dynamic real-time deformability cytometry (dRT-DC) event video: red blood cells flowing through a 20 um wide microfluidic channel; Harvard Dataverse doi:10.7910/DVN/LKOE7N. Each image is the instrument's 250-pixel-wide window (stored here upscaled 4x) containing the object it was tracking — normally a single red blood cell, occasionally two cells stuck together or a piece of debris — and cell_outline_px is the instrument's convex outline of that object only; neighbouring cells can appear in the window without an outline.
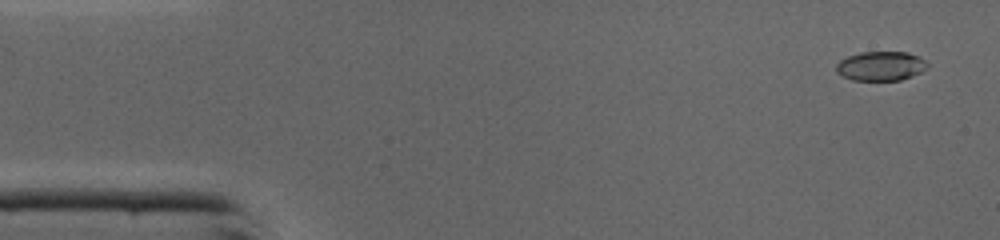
{"species": "common noctule bat (a hibernating species)", "species_latin": "Nyctalus noctula", "temperature_condition": "cold", "stored_images_in_passage": 45, "camera_frame_rate_fps": 3000, "um_per_image_px": 0.085, "animal": {"sex": "male", "body_mass_g": 19.0, "forearm_length_mm": 50.8}, "frame": {"image": 1, "passage_image": 2, "time_ms": 0.333, "image_size_px": [1000, 240], "cell_outline_px": [[928, 68], [912, 76], [900, 80], [852, 80], [836, 72], [836, 64], [840, 60], [848, 56], [860, 52], [908, 52], [920, 56], [928, 64]], "centroid_in_image_um": [74.88, 5.6], "position_along_channel_um": 10.1, "area_um2": 15.61}}
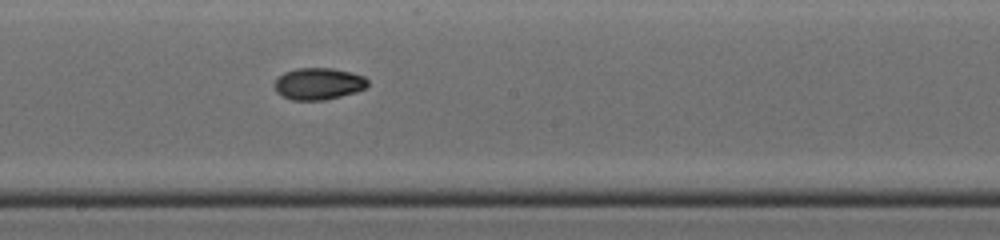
{"frame": {"image": 2, "passage_image": 24, "time_ms": 7.667, "image_size_px": [1000, 240], "cell_outline_px": [[368, 84], [364, 88], [356, 92], [324, 100], [292, 100], [276, 92], [272, 84], [284, 72], [296, 68], [332, 68], [364, 76], [368, 80]], "centroid_in_image_um": [27.04, 7.12], "position_along_channel_um": 221.2, "area_um2": 17.22}}
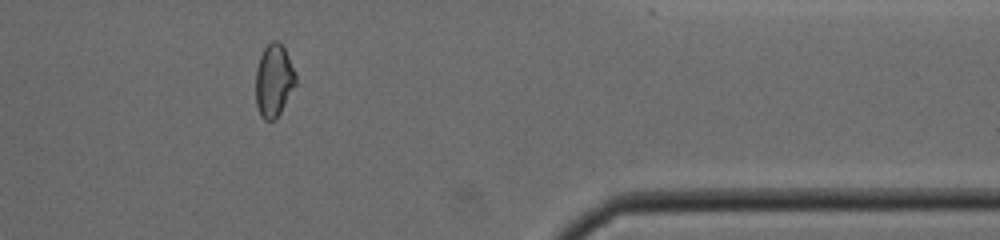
{"frame": {"image": 3, "passage_image": 37, "time_ms": 12.0, "image_size_px": [1000, 240], "cell_outline_px": [[296, 84], [280, 112], [272, 120], [264, 120], [260, 116], [256, 104], [256, 68], [260, 56], [264, 48], [272, 40], [276, 40], [284, 48], [296, 72]], "centroid_in_image_um": [23.27, 6.83], "position_along_channel_um": 388.1, "area_um2": 16.82}, "authors_computed_cell_mechanics": {"area_um2": 16.9932, "velocity_mm_per_s": 4.395, "shape_relaxation_time_tau1_ms": 8.9997, "shape_relaxation_time_tau2_ms": null, "deformation_change_tau1": 0.2237, "deformation_change_tau2": null}}